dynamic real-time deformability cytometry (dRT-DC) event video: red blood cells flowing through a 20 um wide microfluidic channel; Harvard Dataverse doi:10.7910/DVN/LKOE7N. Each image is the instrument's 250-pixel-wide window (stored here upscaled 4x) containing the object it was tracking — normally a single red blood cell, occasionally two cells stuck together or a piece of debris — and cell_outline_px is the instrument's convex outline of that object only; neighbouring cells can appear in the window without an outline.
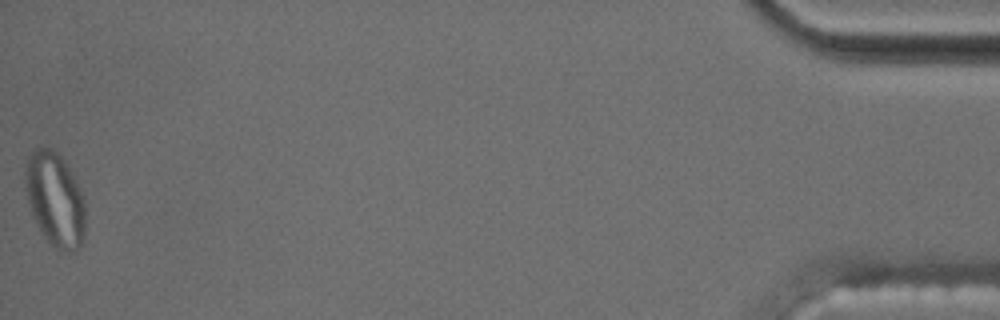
{"species": "common noctule bat (a hibernating species)", "species_latin": "Nyctalus noctula", "temperature_condition": "cold", "stored_images_in_passage": 42, "camera_frame_rate_fps": 3000, "um_per_image_px": 0.085, "animal": {"sex": "male", "body_mass_g": 17.5, "forearm_length_mm": 52.3}, "frame": {"image": 1, "passage_image": 42, "time_ms": 13.667, "image_size_px": [1000, 320], "cell_outline_px": [[84, 236], [80, 248], [76, 252], [56, 248], [48, 244], [36, 224], [32, 216], [28, 204], [24, 184], [24, 172], [28, 156], [36, 148], [48, 148], [56, 152], [64, 160], [76, 180], [84, 200]], "centroid_in_image_um": [4.65, 16.97], "position_along_channel_um": 430.5, "area_um2": 33.12}}